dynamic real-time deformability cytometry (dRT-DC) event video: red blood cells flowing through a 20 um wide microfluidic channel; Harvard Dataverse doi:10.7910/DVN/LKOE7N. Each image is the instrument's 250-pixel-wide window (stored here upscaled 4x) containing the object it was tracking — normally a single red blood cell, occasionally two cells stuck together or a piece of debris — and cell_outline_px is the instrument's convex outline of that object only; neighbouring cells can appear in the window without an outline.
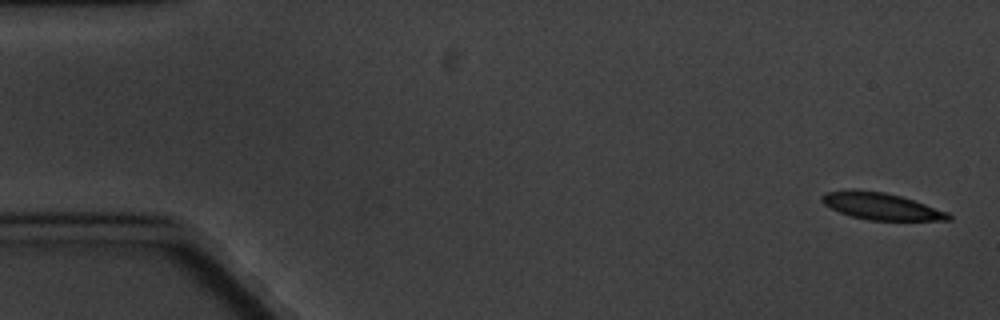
{"species": "common noctule bat (a hibernating species)", "species_latin": "Nyctalus noctula", "temperature_condition": "cold", "stored_images_in_passage": 5, "camera_frame_rate_fps": 3000, "um_per_image_px": 0.085, "animal": {"sex": "male", "body_mass_g": 20.1, "forearm_length_mm": 53.5}, "frame": {"image": 1, "passage_image": 1, "time_ms": 0.0, "image_size_px": [1000, 320], "cell_outline_px": [[952, 220], [868, 220], [852, 216], [840, 212], [824, 204], [820, 200], [820, 196], [824, 192], [848, 188], [856, 188], [884, 192], [900, 196], [948, 212], [952, 216]], "centroid_in_image_um": [74.82, 17.5], "position_along_channel_um": 10.2, "area_um2": 19.94}}
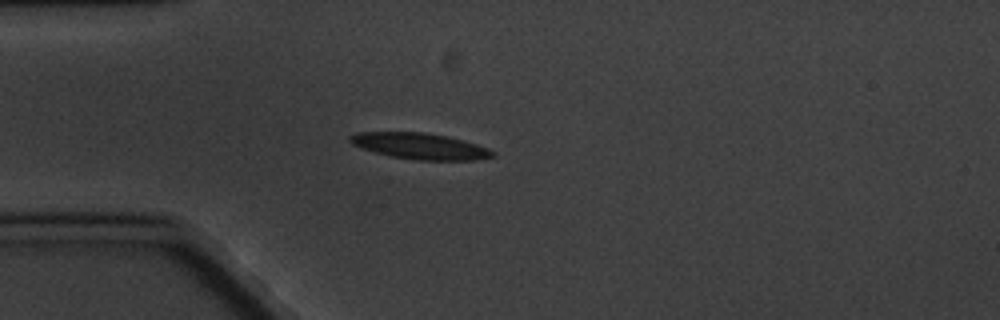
{"frame": {"image": 2, "passage_image": 5, "time_ms": 4.667, "image_size_px": [1000, 320], "cell_outline_px": [[496, 156], [476, 160], [416, 160], [392, 156], [360, 148], [352, 144], [348, 140], [348, 136], [356, 132], [424, 132], [464, 140], [488, 148], [496, 152]], "centroid_in_image_um": [35.7, 12.42], "position_along_channel_um": 49.3, "area_um2": 21.73}}